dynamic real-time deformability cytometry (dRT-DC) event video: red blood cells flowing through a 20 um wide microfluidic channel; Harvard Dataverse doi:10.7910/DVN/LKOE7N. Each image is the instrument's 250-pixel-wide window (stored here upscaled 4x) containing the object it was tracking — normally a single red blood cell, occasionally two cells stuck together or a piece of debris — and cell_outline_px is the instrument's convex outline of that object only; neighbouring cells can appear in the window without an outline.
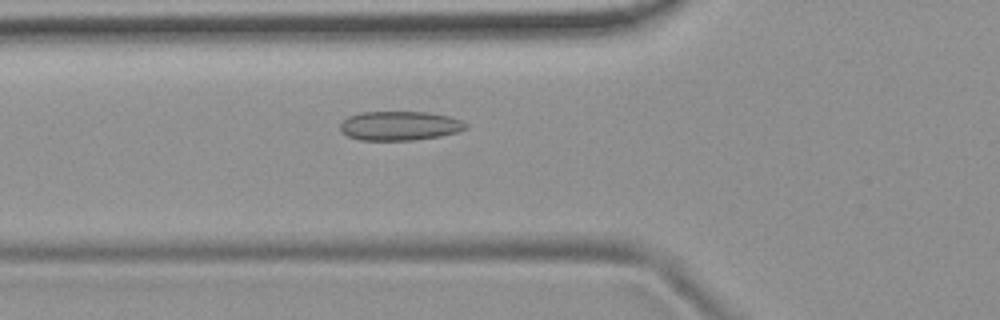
{"species": "common noctule bat (a hibernating species)", "species_latin": "Nyctalus noctula", "temperature_condition": "room temperature", "stored_images_in_passage": 53, "camera_frame_rate_fps": 3000, "um_per_image_px": 0.085, "animal": {"sex": "female", "body_mass_g": 19.9}, "frame": {"image": 1, "passage_image": 19, "time_ms": 6.0, "image_size_px": [1000, 320], "cell_outline_px": [[468, 128], [460, 132], [440, 136], [412, 140], [360, 140], [348, 136], [340, 132], [340, 124], [348, 116], [360, 112], [428, 112], [448, 116], [460, 120], [468, 124]], "centroid_in_image_um": [33.98, 10.69], "position_along_channel_um": 91.8, "area_um2": 21.5}}
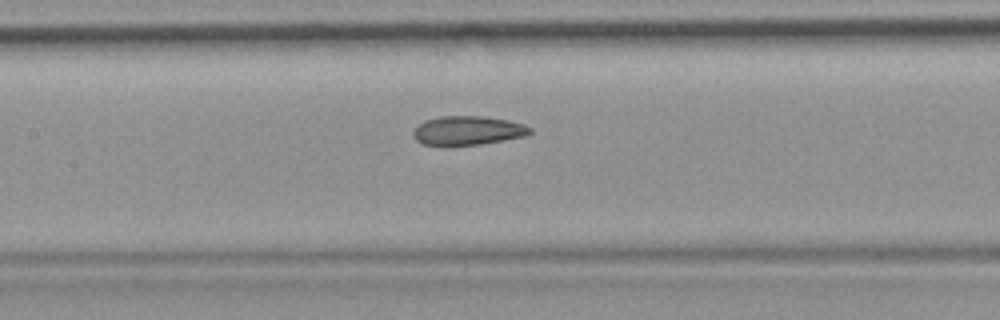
{"frame": {"image": 2, "passage_image": 25, "time_ms": 8.0, "image_size_px": [1000, 320], "cell_outline_px": [[532, 132], [524, 136], [504, 140], [480, 144], [424, 144], [416, 140], [412, 136], [412, 132], [424, 120], [440, 116], [484, 116], [508, 120], [524, 124], [532, 128]], "centroid_in_image_um": [39.78, 11.07], "position_along_channel_um": 167.6, "area_um2": 19.48}}
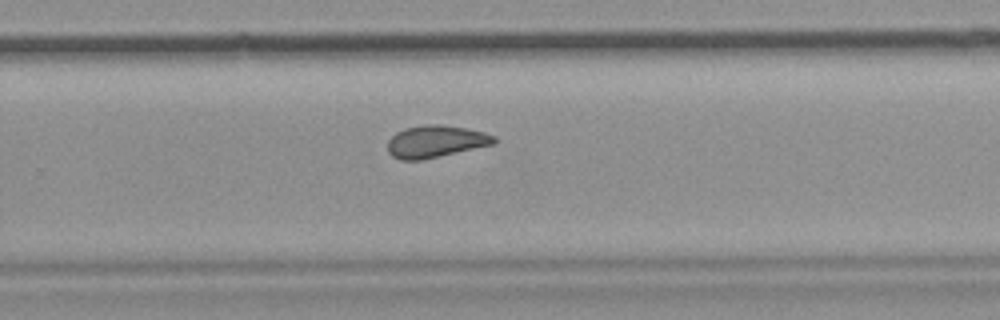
{"frame": {"image": 3, "passage_image": 35, "time_ms": 11.333, "image_size_px": [1000, 320], "cell_outline_px": [[496, 144], [424, 160], [400, 160], [392, 156], [388, 152], [388, 140], [396, 132], [404, 128], [424, 124], [440, 124], [464, 128], [484, 132], [496, 136]], "centroid_in_image_um": [37.04, 12.03], "position_along_channel_um": 292.8, "area_um2": 20.23}, "authors_computed_cell_mechanics": {"area_um2": 20.808, "velocity_mm_per_s": 3.773, "shape_relaxation_time_tau1_ms": null, "shape_relaxation_time_tau2_ms": 2.2135, "deformation_change_tau1": null, "deformation_change_tau2": 0.0739}}